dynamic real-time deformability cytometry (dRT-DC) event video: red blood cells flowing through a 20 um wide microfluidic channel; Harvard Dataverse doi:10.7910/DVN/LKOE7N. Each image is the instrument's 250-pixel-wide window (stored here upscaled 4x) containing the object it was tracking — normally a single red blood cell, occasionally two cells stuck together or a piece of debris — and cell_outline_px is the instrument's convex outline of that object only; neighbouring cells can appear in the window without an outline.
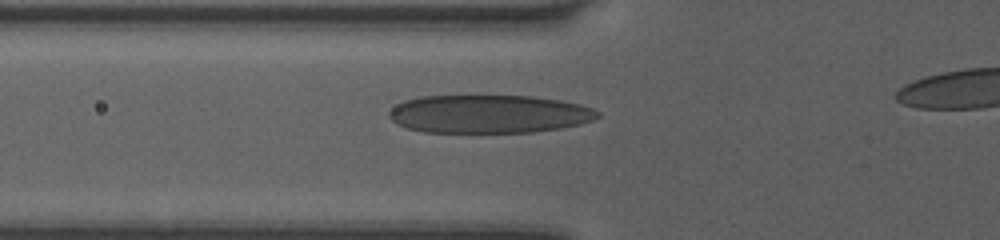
{"species": "human", "species_latin": "Homo sapiens", "temperature_condition": "room temperature", "stored_images_in_passage": 29, "camera_frame_rate_fps": 3000, "um_per_image_px": 0.085, "donor": {"sex": "female"}, "frame": {"image": 1, "passage_image": 2, "time_ms": 0.333, "image_size_px": [1000, 240], "cell_outline_px": [[600, 116], [592, 120], [580, 124], [560, 128], [532, 132], [424, 132], [408, 128], [396, 124], [388, 116], [388, 112], [396, 104], [404, 100], [420, 96], [532, 96], [560, 100], [580, 104], [592, 108], [600, 112]], "centroid_in_image_um": [41.54, 9.69], "position_along_channel_um": 84.3, "area_um2": 46.53}}
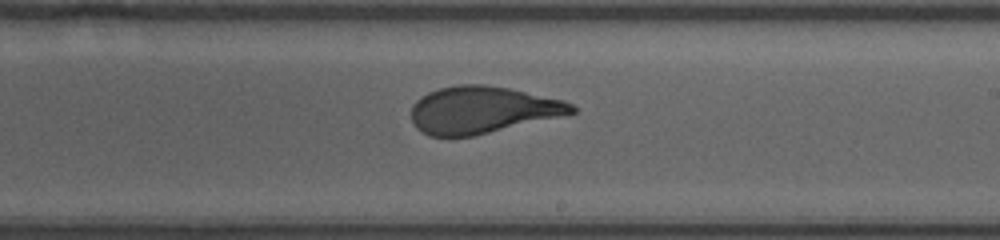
{"frame": {"image": 2, "passage_image": 14, "time_ms": 4.333, "image_size_px": [1000, 240], "cell_outline_px": [[576, 112], [472, 136], [428, 136], [416, 128], [412, 120], [412, 104], [420, 96], [428, 92], [440, 88], [456, 84], [484, 84], [508, 88], [564, 100], [572, 104], [576, 108]], "centroid_in_image_um": [40.94, 9.33], "position_along_channel_um": 248.1, "area_um2": 43.58}}
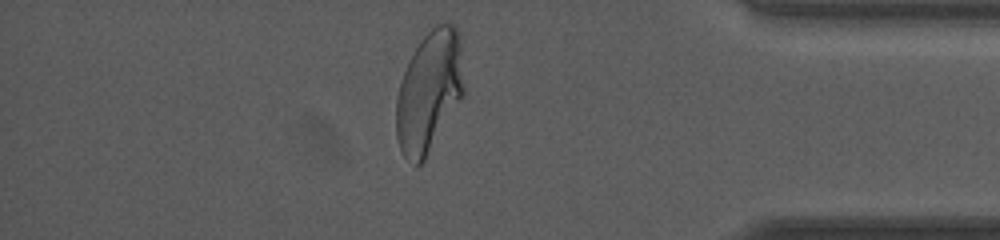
{"frame": {"image": 3, "passage_image": 27, "time_ms": 8.667, "image_size_px": [1000, 240], "cell_outline_px": [[464, 96], [424, 160], [416, 168], [400, 152], [396, 136], [396, 100], [400, 84], [404, 72], [420, 40], [436, 24], [452, 24], [460, 32], [464, 88]], "centroid_in_image_um": [36.49, 7.82], "position_along_channel_um": 398.7, "area_um2": 47.92}}